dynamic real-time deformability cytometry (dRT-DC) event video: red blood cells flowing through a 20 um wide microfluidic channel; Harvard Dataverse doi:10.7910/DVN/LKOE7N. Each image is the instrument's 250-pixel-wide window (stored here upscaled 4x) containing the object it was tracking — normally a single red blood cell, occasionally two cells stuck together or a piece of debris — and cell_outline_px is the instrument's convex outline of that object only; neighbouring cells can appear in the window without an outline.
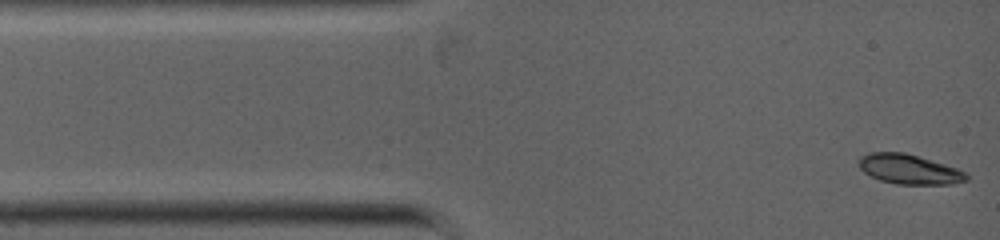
{"species": "common noctule bat (a hibernating species)", "species_latin": "Nyctalus noctula", "temperature_condition": "warm", "stored_images_in_passage": 3, "camera_frame_rate_fps": 5000, "um_per_image_px": 0.085, "animal": {"sex": "female", "body_mass_g": 19.0, "forearm_length_mm": 53.3}, "frame": {"image": 1, "passage_image": 1, "time_ms": 0.0, "image_size_px": [1000, 240], "cell_outline_px": [[968, 180], [952, 184], [896, 184], [880, 180], [864, 172], [860, 168], [856, 160], [860, 156], [868, 152], [904, 152], [944, 164], [956, 168], [964, 172], [968, 176]], "centroid_in_image_um": [77.23, 14.38], "position_along_channel_um": 7.8, "area_um2": 18.61}}
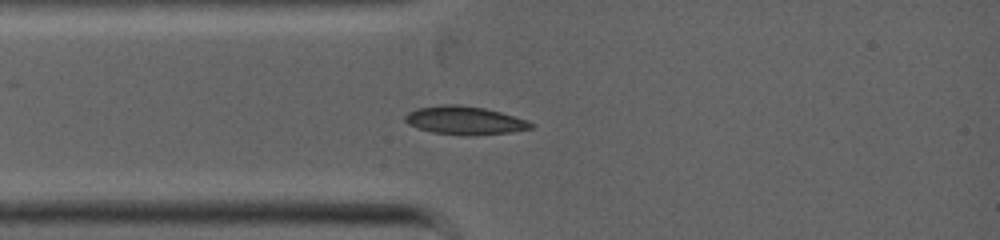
{"frame": {"image": 2, "passage_image": 3, "time_ms": 2.0, "image_size_px": [1000, 240], "cell_outline_px": [[536, 124], [532, 128], [508, 132], [468, 136], [432, 132], [408, 124], [404, 120], [404, 116], [408, 112], [416, 108], [444, 104], [460, 104], [484, 108], [500, 112], [528, 120]], "centroid_in_image_um": [39.5, 10.22], "position_along_channel_um": 45.5, "area_um2": 20.75}}